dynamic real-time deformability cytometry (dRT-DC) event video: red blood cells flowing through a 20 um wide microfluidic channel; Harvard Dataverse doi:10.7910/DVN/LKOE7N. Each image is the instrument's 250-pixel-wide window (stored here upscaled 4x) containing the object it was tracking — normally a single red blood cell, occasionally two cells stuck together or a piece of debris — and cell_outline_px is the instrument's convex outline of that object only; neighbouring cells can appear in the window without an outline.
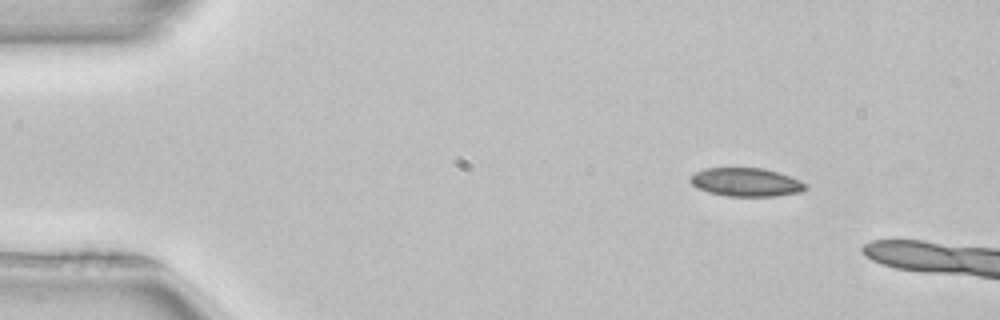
{"species": "common noctule bat (a hibernating species)", "species_latin": "Nyctalus noctula", "temperature_condition": "room temperature", "stored_images_in_passage": 5, "camera_frame_rate_fps": 3000, "um_per_image_px": 0.085, "animal": {"sex": "female", "body_mass_g": 22.7, "forearm_length_mm": 54.2}, "frame": {"image": 1, "passage_image": 1, "time_ms": 0.0, "image_size_px": [1000, 320], "cell_outline_px": [[808, 188], [800, 192], [772, 196], [728, 196], [708, 192], [692, 184], [688, 176], [704, 168], [764, 168], [800, 180], [808, 184]], "centroid_in_image_um": [63.41, 15.48], "position_along_channel_um": 21.6, "area_um2": 19.02}}